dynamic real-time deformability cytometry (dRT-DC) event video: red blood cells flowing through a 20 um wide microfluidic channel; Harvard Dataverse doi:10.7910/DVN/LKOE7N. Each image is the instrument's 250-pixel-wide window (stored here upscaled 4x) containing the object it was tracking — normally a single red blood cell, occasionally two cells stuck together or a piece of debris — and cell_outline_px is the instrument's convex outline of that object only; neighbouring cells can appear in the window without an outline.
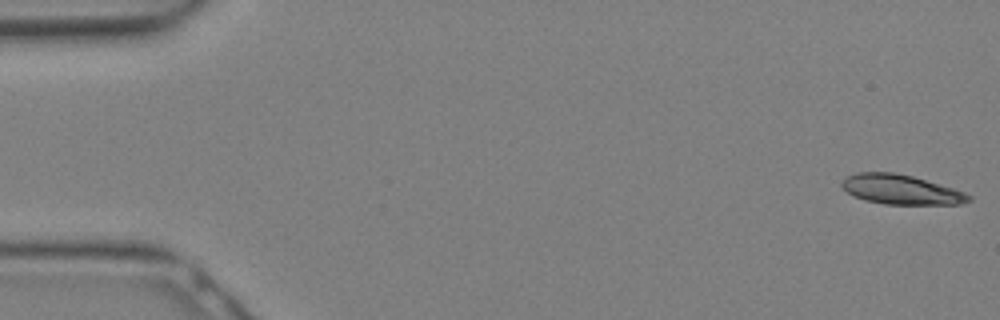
{"species": "Egyptian fruit bat (a non-hibernating species)", "species_latin": "Rousettus aegyptiacus", "temperature_condition": "warm", "stored_images_in_passage": 11, "camera_frame_rate_fps": 3000, "um_per_image_px": 0.085, "animal": {"sex": "female"}, "frame": {"image": 1, "passage_image": 1, "time_ms": 0.0, "image_size_px": [1000, 320], "cell_outline_px": [[972, 200], [956, 204], [884, 204], [864, 200], [848, 192], [840, 184], [848, 176], [856, 172], [892, 172], [912, 176], [952, 188], [964, 192], [972, 196]], "centroid_in_image_um": [76.58, 16.11], "position_along_channel_um": 8.4, "area_um2": 21.56}}
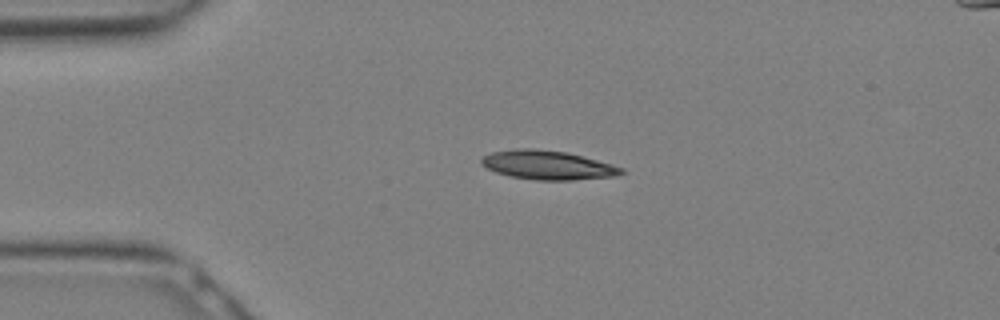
{"frame": {"image": 2, "passage_image": 7, "time_ms": 2.0, "image_size_px": [1000, 320], "cell_outline_px": [[624, 172], [616, 176], [572, 180], [536, 180], [512, 176], [496, 172], [480, 164], [480, 160], [484, 156], [492, 152], [516, 148], [532, 148], [564, 152], [612, 164], [624, 168]], "centroid_in_image_um": [46.54, 14.03], "position_along_channel_um": 38.5, "area_um2": 23.41}}
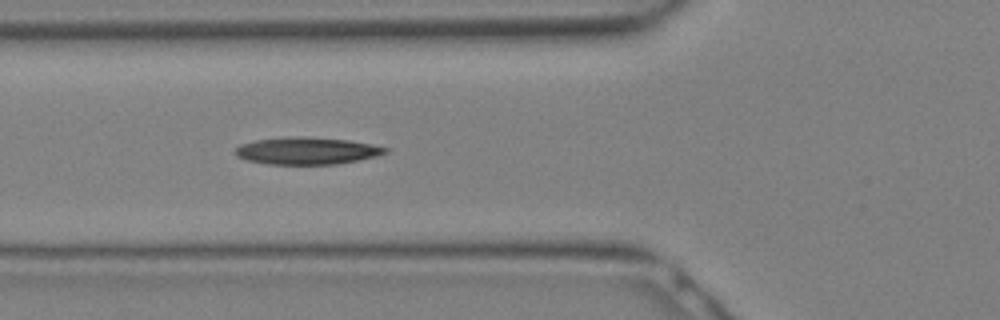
{"frame": {"image": 3, "passage_image": 11, "time_ms": 3.333, "image_size_px": [1000, 320], "cell_outline_px": [[388, 152], [376, 156], [336, 164], [268, 164], [248, 160], [236, 156], [236, 148], [240, 144], [256, 140], [288, 136], [304, 136], [348, 140], [372, 144], [388, 148]], "centroid_in_image_um": [26.08, 12.81], "position_along_channel_um": 99.7, "area_um2": 23.64}}